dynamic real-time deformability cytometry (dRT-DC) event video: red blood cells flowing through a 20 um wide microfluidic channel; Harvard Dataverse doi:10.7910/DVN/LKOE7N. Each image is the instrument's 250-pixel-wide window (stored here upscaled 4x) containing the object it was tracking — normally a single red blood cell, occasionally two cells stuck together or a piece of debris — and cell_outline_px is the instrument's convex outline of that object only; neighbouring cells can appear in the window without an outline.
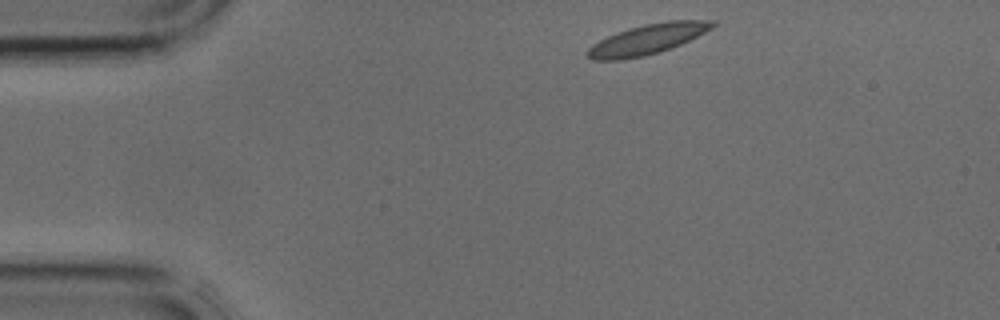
{"species": "common noctule bat (a hibernating species)", "species_latin": "Nyctalus noctula", "temperature_condition": "cold", "stored_images_in_passage": 2, "camera_frame_rate_fps": 3000, "um_per_image_px": 0.085, "animal": {"sex": "male", "body_mass_g": 17.9, "forearm_length_mm": 54.2}, "frame": {"image": 1, "passage_image": 1, "time_ms": 0.0, "image_size_px": [1000, 320], "cell_outline_px": [[716, 24], [712, 28], [680, 44], [644, 56], [620, 60], [592, 60], [584, 52], [592, 44], [608, 36], [628, 28], [644, 24], [668, 20], [716, 20]], "centroid_in_image_um": [55.0, 3.33], "position_along_channel_um": 30.0, "area_um2": 21.73}}